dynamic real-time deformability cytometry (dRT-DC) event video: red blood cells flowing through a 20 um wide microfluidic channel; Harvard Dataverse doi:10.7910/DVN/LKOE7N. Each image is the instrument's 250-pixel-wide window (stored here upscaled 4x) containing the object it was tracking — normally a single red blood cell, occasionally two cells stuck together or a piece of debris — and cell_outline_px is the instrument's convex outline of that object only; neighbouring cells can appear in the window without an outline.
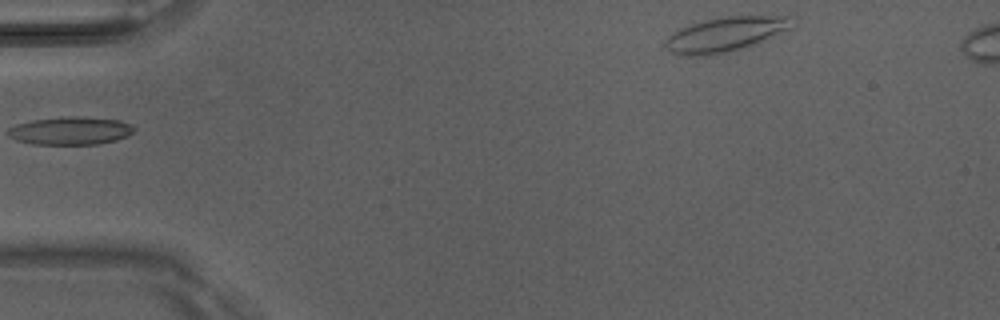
{"species": "Egyptian fruit bat (a non-hibernating species)", "species_latin": "Rousettus aegyptiacus", "temperature_condition": "room temperature", "stored_images_in_passage": 5, "camera_frame_rate_fps": 3000, "um_per_image_px": 0.085, "animal": {"sex": "male"}, "frame": {"image": 1, "passage_image": 5, "time_ms": 1.333, "image_size_px": [1000, 320], "cell_outline_px": [[788, 28], [756, 44], [744, 48], [728, 52], [708, 56], [684, 56], [672, 52], [664, 44], [664, 40], [668, 36], [680, 28], [704, 20], [728, 16], [788, 16]], "centroid_in_image_um": [61.55, 2.94], "position_along_channel_um": 23.5, "area_um2": 24.97}}